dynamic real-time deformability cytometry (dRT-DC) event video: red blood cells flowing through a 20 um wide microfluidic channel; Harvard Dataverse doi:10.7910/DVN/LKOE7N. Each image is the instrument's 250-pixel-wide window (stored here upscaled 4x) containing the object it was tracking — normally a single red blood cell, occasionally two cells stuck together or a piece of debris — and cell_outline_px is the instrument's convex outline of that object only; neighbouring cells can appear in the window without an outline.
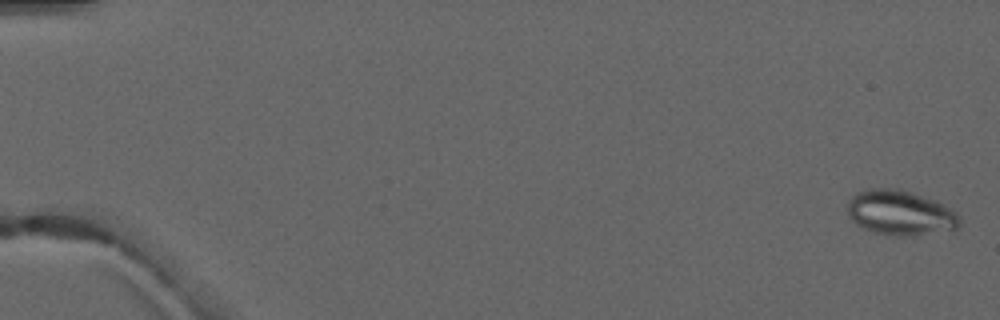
{"species": "common noctule bat (a hibernating species)", "species_latin": "Nyctalus noctula", "temperature_condition": "warm", "stored_images_in_passage": 5, "camera_frame_rate_fps": 3000, "um_per_image_px": 0.085, "animal": {"sex": "male", "forearm_length_mm": 52.5}, "frame": {"image": 1, "passage_image": 1, "time_ms": 0.0, "image_size_px": [1000, 320], "cell_outline_px": [[960, 224], [956, 228], [912, 236], [896, 236], [872, 232], [856, 224], [848, 216], [848, 204], [852, 196], [856, 192], [868, 188], [900, 188], [936, 200], [956, 212], [960, 216]], "centroid_in_image_um": [76.5, 18.07], "position_along_channel_um": 8.5, "area_um2": 29.48}}